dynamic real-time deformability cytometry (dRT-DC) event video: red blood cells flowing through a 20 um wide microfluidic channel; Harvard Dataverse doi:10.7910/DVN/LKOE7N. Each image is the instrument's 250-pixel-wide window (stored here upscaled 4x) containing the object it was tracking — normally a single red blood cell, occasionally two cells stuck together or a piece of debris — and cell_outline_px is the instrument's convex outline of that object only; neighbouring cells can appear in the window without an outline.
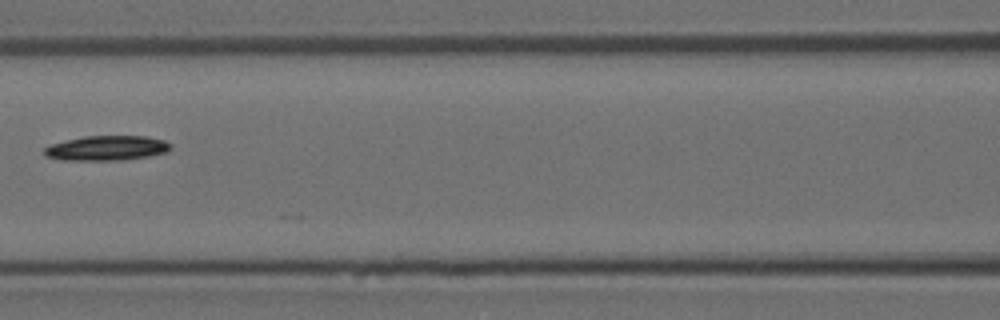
{"species": "Egyptian fruit bat (a non-hibernating species)", "species_latin": "Rousettus aegyptiacus", "temperature_condition": "room temperature", "stored_images_in_passage": 8, "camera_frame_rate_fps": 3000, "um_per_image_px": 0.085, "animal": {"sex": "female"}, "frame": {"image": 1, "passage_image": 6, "time_ms": 6.667, "image_size_px": [1000, 320], "cell_outline_px": [[172, 148], [168, 152], [148, 156], [124, 160], [64, 160], [44, 156], [44, 148], [52, 144], [84, 136], [148, 136], [164, 140], [172, 144]], "centroid_in_image_um": [9.12, 12.59], "position_along_channel_um": 157.5, "area_um2": 18.32}}
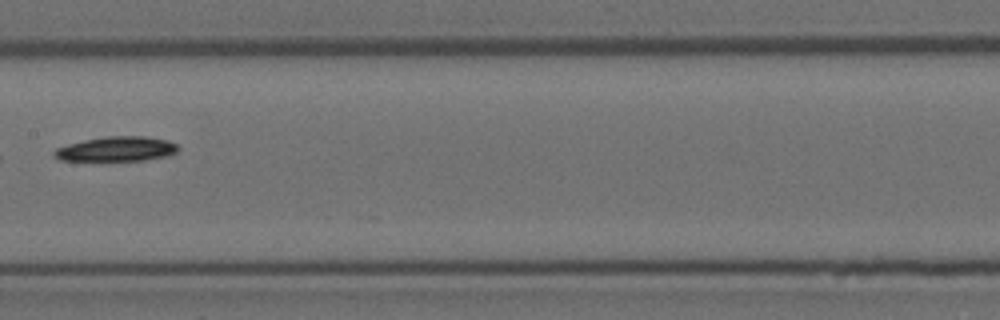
{"frame": {"image": 2, "passage_image": 7, "time_ms": 7.667, "image_size_px": [1000, 320], "cell_outline_px": [[180, 148], [176, 152], [148, 160], [60, 160], [52, 156], [52, 152], [56, 148], [68, 144], [84, 140], [108, 136], [144, 136], [168, 140], [176, 144]], "centroid_in_image_um": [9.88, 12.66], "position_along_channel_um": 197.5, "area_um2": 17.69}}
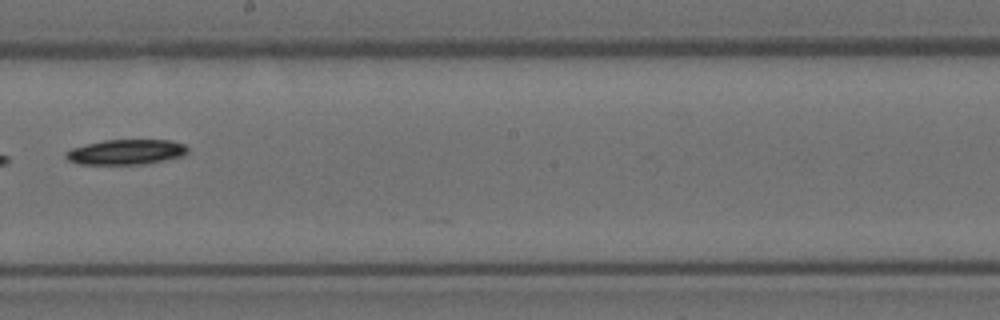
{"frame": {"image": 3, "passage_image": 8, "time_ms": 8.667, "image_size_px": [1000, 320], "cell_outline_px": [[188, 152], [184, 156], [144, 164], [80, 164], [68, 160], [64, 156], [64, 152], [72, 148], [104, 140], [168, 140], [184, 144], [188, 148]], "centroid_in_image_um": [10.72, 12.92], "position_along_channel_um": 237.5, "area_um2": 17.8}}